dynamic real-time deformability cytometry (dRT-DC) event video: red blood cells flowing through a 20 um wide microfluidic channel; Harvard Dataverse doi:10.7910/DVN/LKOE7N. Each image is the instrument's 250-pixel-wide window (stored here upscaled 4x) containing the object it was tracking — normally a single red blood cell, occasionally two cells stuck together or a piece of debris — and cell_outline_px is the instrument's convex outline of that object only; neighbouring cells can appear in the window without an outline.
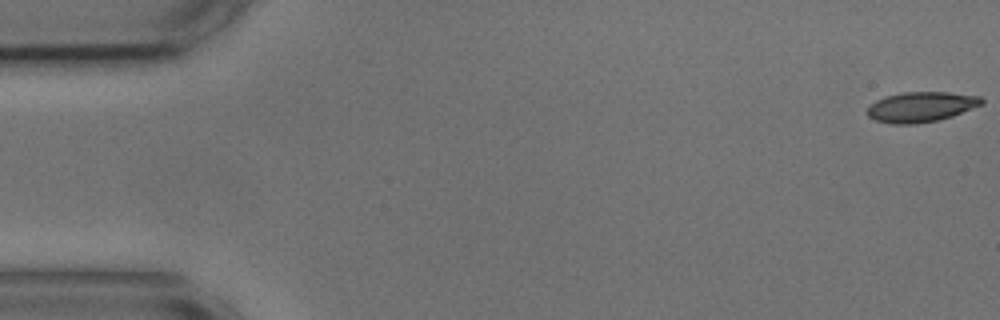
{"species": "common noctule bat (a hibernating species)", "species_latin": "Nyctalus noctula", "temperature_condition": "cold", "stored_images_in_passage": 36, "camera_frame_rate_fps": 3000, "um_per_image_px": 0.085, "animal": {"sex": "male", "body_mass_g": 17.9, "forearm_length_mm": 54.2}, "frame": {"image": 1, "passage_image": 1, "time_ms": 0.0, "image_size_px": [1000, 320], "cell_outline_px": [[984, 104], [952, 116], [936, 120], [916, 124], [892, 124], [876, 120], [868, 116], [868, 108], [876, 100], [884, 96], [904, 92], [948, 92], [980, 96], [984, 100]], "centroid_in_image_um": [78.31, 9.08], "position_along_channel_um": 6.7, "area_um2": 20.06}}
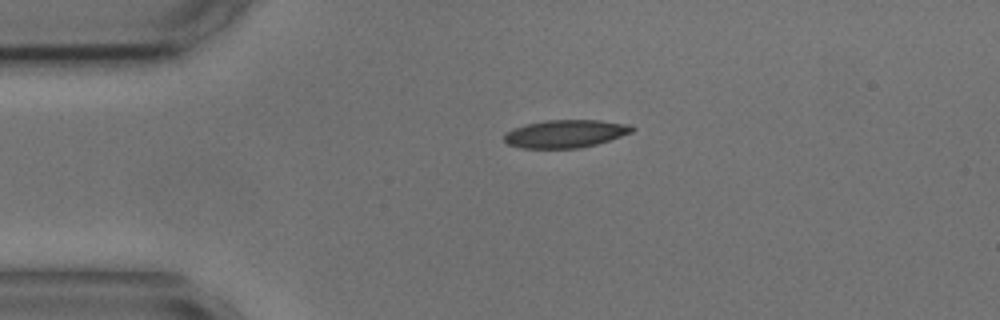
{"frame": {"image": 2, "passage_image": 12, "time_ms": 3.667, "image_size_px": [1000, 320], "cell_outline_px": [[636, 128], [632, 132], [596, 144], [580, 148], [520, 148], [508, 144], [504, 140], [504, 136], [512, 128], [524, 124], [544, 120], [600, 120], [628, 124]], "centroid_in_image_um": [48.04, 11.36], "position_along_channel_um": 37.0, "area_um2": 20.75}}
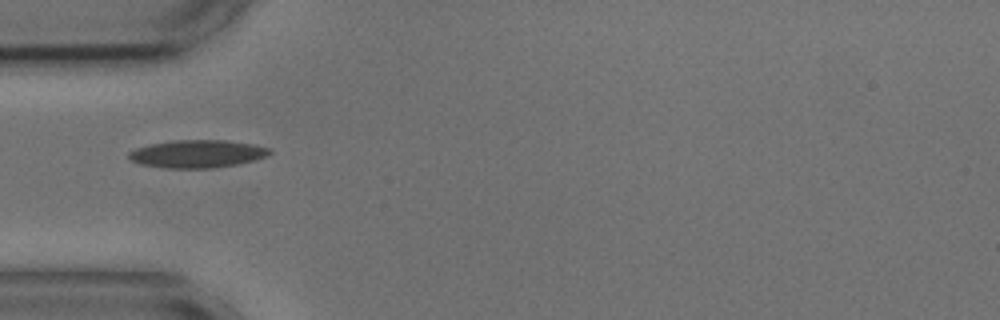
{"frame": {"image": 3, "passage_image": 17, "time_ms": 5.333, "image_size_px": [1000, 320], "cell_outline_px": [[272, 152], [268, 156], [256, 160], [236, 164], [212, 168], [168, 168], [140, 164], [132, 160], [128, 156], [128, 152], [136, 148], [152, 144], [172, 140], [224, 140], [252, 144], [268, 148]], "centroid_in_image_um": [16.78, 13.07], "position_along_channel_um": 68.2, "area_um2": 22.66}}